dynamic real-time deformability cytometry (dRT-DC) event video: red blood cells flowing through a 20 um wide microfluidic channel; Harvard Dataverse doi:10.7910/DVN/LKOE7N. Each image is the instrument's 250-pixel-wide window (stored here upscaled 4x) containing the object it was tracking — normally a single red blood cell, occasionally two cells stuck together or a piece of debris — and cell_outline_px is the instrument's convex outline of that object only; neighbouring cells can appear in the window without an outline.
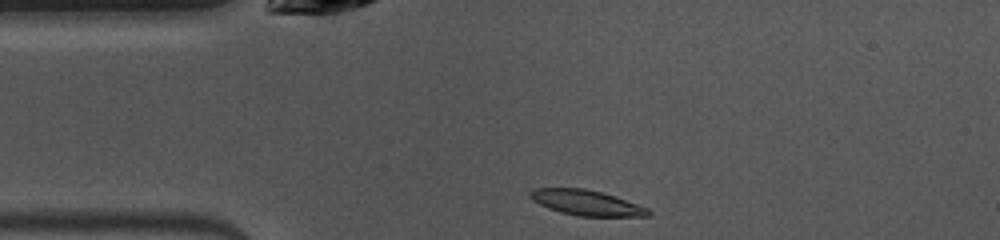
{"species": "common noctule bat (a hibernating species)", "species_latin": "Nyctalus noctula", "temperature_condition": "warm", "stored_images_in_passage": 40, "camera_frame_rate_fps": 3000, "um_per_image_px": 0.085, "animal": {"sex": "female", "body_mass_g": 10.0, "forearm_length_mm": 53.1}, "frame": {"image": 1, "passage_image": 1, "time_ms": 0.0, "image_size_px": [1000, 240], "cell_outline_px": [[652, 216], [580, 216], [560, 212], [548, 208], [532, 200], [528, 196], [528, 192], [532, 188], [584, 188], [616, 196], [648, 208], [652, 212]], "centroid_in_image_um": [49.84, 17.23], "position_along_channel_um": 35.2, "area_um2": 17.51}}
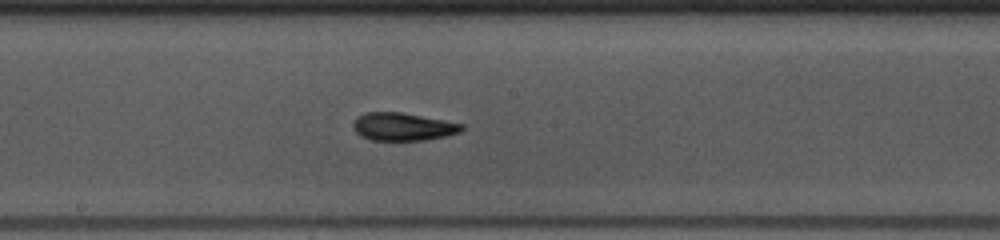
{"frame": {"image": 2, "passage_image": 16, "time_ms": 5.0, "image_size_px": [1000, 240], "cell_outline_px": [[464, 128], [460, 132], [444, 136], [424, 140], [372, 140], [360, 136], [352, 128], [352, 124], [356, 116], [364, 112], [400, 112], [464, 124]], "centroid_in_image_um": [34.19, 10.76], "position_along_channel_um": 214.0, "area_um2": 17.63}}
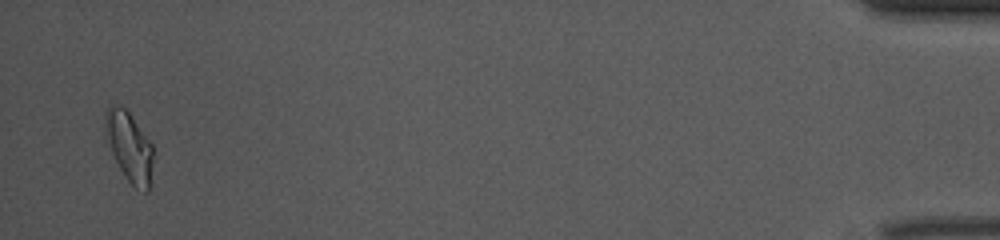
{"frame": {"image": 3, "passage_image": 39, "time_ms": 12.667, "image_size_px": [1000, 240], "cell_outline_px": [[152, 164], [148, 192], [144, 192], [136, 188], [124, 176], [112, 152], [104, 128], [104, 116], [108, 108], [112, 104], [120, 104], [132, 116], [152, 144]], "centroid_in_image_um": [10.98, 12.44], "position_along_channel_um": 424.2, "area_um2": 19.13}, "authors_computed_cell_mechanics": {"area_um2": 17.629, "velocity_mm_per_s": 3.975, "shape_relaxation_time_tau1_ms": 3.7888, "shape_relaxation_time_tau2_ms": 1.9503, "deformation_change_tau1": 0.1286, "deformation_change_tau2": 0.0622}}